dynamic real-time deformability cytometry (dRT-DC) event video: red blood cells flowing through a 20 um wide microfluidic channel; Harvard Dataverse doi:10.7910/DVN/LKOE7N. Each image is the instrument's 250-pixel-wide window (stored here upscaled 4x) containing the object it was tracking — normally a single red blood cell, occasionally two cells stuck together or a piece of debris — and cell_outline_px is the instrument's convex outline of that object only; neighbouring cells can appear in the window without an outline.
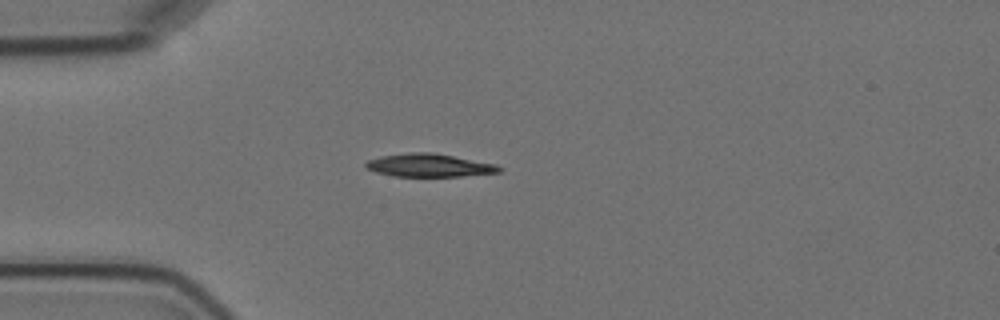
{"species": "Egyptian fruit bat (a non-hibernating species)", "species_latin": "Rousettus aegyptiacus", "temperature_condition": "cold", "stored_images_in_passage": 3, "camera_frame_rate_fps": 3000, "um_per_image_px": 0.085, "animal": {"sex": "female"}, "frame": {"image": 1, "passage_image": 3, "time_ms": 2.333, "image_size_px": [1000, 320], "cell_outline_px": [[504, 168], [500, 172], [460, 176], [392, 176], [376, 172], [368, 168], [364, 164], [368, 160], [380, 156], [408, 152], [432, 152], [496, 164]], "centroid_in_image_um": [36.48, 14.04], "position_along_channel_um": 48.5, "area_um2": 17.86}}